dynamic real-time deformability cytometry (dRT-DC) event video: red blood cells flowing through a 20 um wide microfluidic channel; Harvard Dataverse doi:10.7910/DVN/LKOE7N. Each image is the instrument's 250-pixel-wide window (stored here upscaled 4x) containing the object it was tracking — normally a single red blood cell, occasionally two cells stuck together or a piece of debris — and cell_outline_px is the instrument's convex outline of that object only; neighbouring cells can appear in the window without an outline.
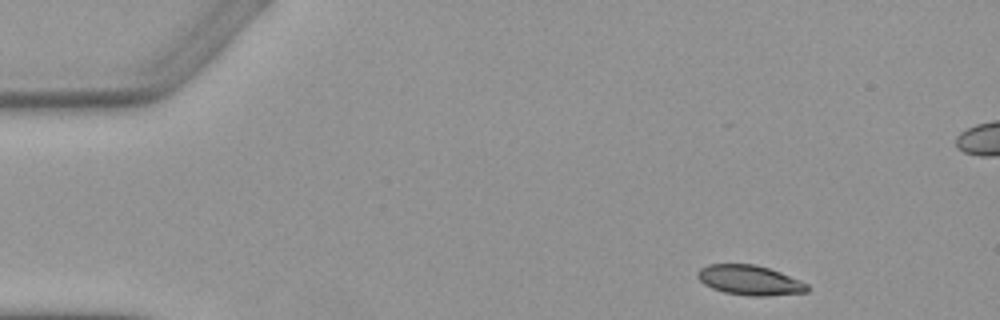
{"species": "Egyptian fruit bat (a non-hibernating species)", "species_latin": "Rousettus aegyptiacus", "temperature_condition": "warm", "stored_images_in_passage": 5, "camera_frame_rate_fps": 3000, "um_per_image_px": 0.085, "animal": {"sex": "female"}, "frame": {"image": 1, "passage_image": 1, "time_ms": 0.0, "image_size_px": [1000, 320], "cell_outline_px": [[812, 288], [808, 292], [768, 296], [748, 296], [724, 292], [712, 288], [704, 284], [696, 276], [696, 272], [700, 268], [708, 264], [756, 264], [780, 272], [808, 284]], "centroid_in_image_um": [63.73, 23.82], "position_along_channel_um": 21.3, "area_um2": 19.25}}
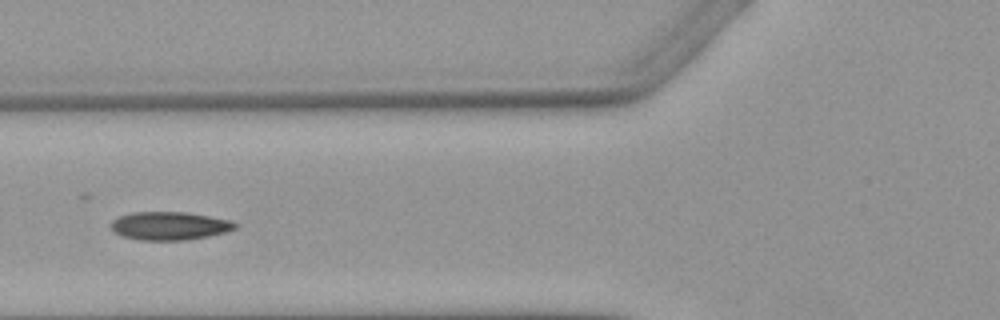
{"frame": {"image": 2, "passage_image": 5, "time_ms": 4.667, "image_size_px": [1000, 320], "cell_outline_px": [[236, 228], [224, 232], [208, 236], [188, 240], [140, 240], [124, 236], [112, 232], [108, 224], [112, 220], [120, 216], [132, 212], [188, 212], [232, 220], [236, 224]], "centroid_in_image_um": [14.37, 19.19], "position_along_channel_um": 111.4, "area_um2": 20.58}}